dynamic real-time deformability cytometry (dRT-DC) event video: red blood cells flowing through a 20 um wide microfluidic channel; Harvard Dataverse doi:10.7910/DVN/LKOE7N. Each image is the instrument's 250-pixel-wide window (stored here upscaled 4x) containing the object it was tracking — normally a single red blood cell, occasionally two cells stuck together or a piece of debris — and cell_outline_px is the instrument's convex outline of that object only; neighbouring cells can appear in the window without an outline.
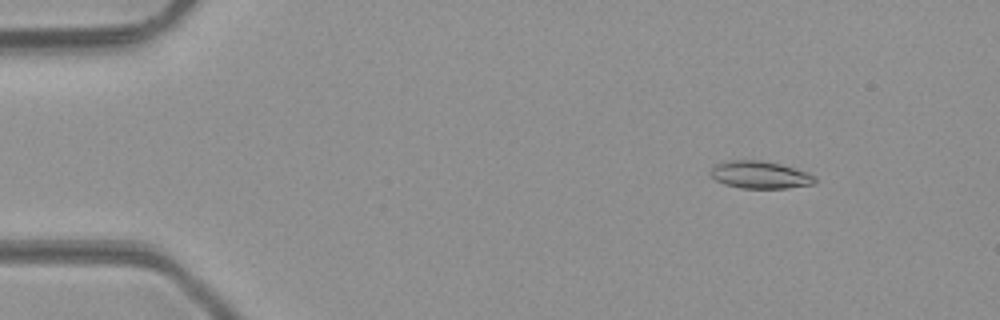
{"species": "common noctule bat (a hibernating species)", "species_latin": "Nyctalus noctula", "temperature_condition": "room temperature", "stored_images_in_passage": 50, "camera_frame_rate_fps": 3000, "um_per_image_px": 0.085, "animal": {"sex": "male", "body_mass_g": 23.1, "forearm_length_mm": 52.7}, "frame": {"image": 1, "passage_image": 7, "time_ms": 2.0, "image_size_px": [1000, 320], "cell_outline_px": [[816, 184], [788, 188], [740, 188], [724, 184], [716, 180], [712, 176], [712, 164], [728, 160], [756, 160], [780, 164], [808, 172], [816, 176]], "centroid_in_image_um": [64.62, 14.86], "position_along_channel_um": 20.4, "area_um2": 16.76}}
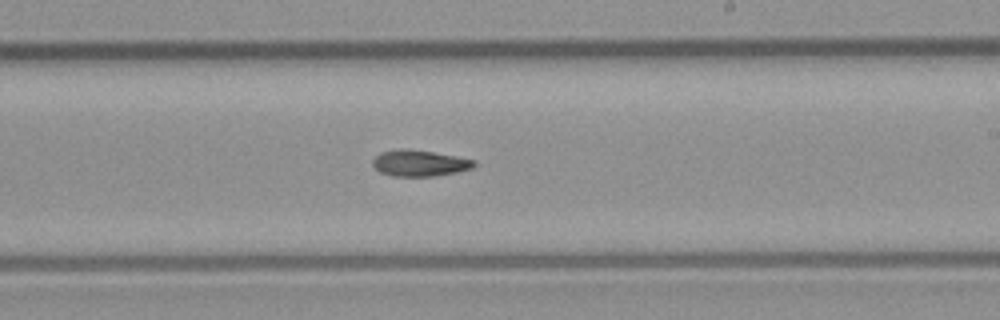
{"frame": {"image": 2, "passage_image": 30, "time_ms": 9.667, "image_size_px": [1000, 320], "cell_outline_px": [[476, 164], [472, 168], [456, 172], [432, 176], [392, 176], [380, 172], [372, 164], [372, 160], [380, 152], [400, 148], [432, 152], [456, 156], [476, 160]], "centroid_in_image_um": [35.65, 13.86], "position_along_channel_um": 253.4, "area_um2": 15.37}}
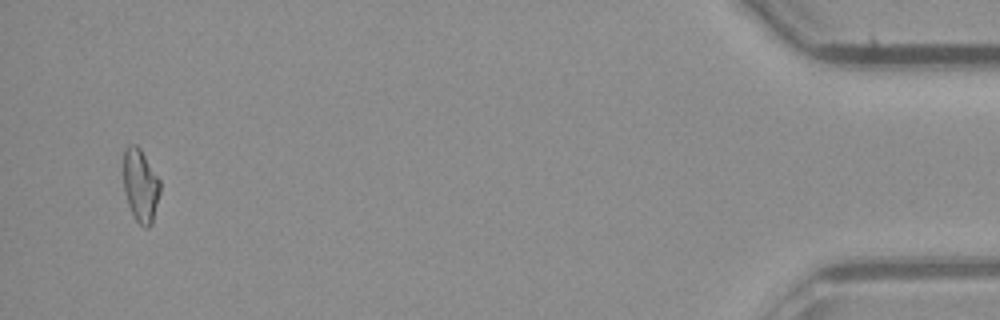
{"frame": {"image": 3, "passage_image": 48, "time_ms": 15.667, "image_size_px": [1000, 320], "cell_outline_px": [[160, 192], [152, 224], [148, 228], [144, 228], [136, 220], [128, 204], [124, 188], [124, 148], [128, 144], [136, 144], [140, 148], [160, 180]], "centroid_in_image_um": [11.95, 15.76], "position_along_channel_um": 423.3, "area_um2": 15.55}, "authors_computed_cell_mechanics": {"area_um2": 15.8661, "velocity_mm_per_s": 4.259, "shape_relaxation_time_tau1_ms": null, "shape_relaxation_time_tau2_ms": 7.7865, "deformation_change_tau1": null, "deformation_change_tau2": 0.1524}}